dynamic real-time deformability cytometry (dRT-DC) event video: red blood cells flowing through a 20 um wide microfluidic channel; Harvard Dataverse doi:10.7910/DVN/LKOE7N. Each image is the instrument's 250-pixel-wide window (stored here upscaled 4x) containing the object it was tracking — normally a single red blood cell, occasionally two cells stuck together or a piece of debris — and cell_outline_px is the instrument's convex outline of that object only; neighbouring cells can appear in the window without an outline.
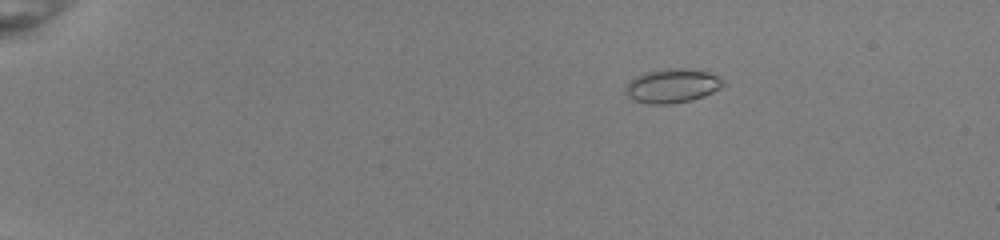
{"species": "common noctule bat (a hibernating species)", "species_latin": "Nyctalus noctula", "temperature_condition": "room temperature", "stored_images_in_passage": 46, "camera_frame_rate_fps": 3000, "um_per_image_px": 0.085, "animal": {"sex": "female", "body_mass_g": 22.0, "forearm_length_mm": 56.7}, "frame": {"image": 1, "passage_image": 3, "time_ms": 0.667, "image_size_px": [1000, 240], "cell_outline_px": [[724, 84], [720, 88], [704, 96], [692, 100], [668, 104], [648, 104], [636, 100], [628, 96], [624, 92], [624, 88], [636, 76], [644, 72], [664, 68], [688, 68], [708, 72], [724, 80]], "centroid_in_image_um": [57.13, 7.28], "position_along_channel_um": 27.9, "area_um2": 19.36}}
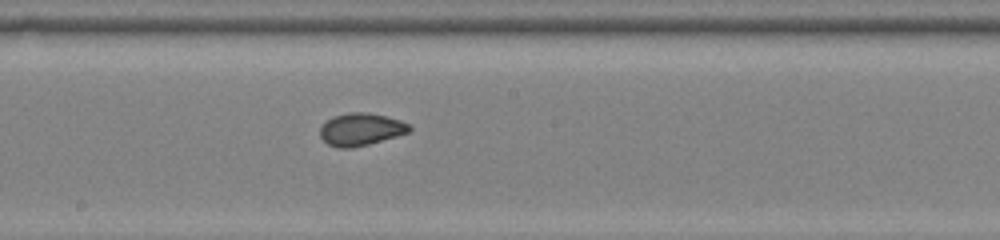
{"frame": {"image": 2, "passage_image": 25, "time_ms": 8.0, "image_size_px": [1000, 240], "cell_outline_px": [[412, 128], [408, 132], [396, 136], [368, 144], [352, 148], [340, 148], [328, 144], [320, 136], [320, 128], [332, 116], [348, 112], [368, 112], [400, 120], [412, 124]], "centroid_in_image_um": [30.68, 10.98], "position_along_channel_um": 217.5, "area_um2": 16.82}}
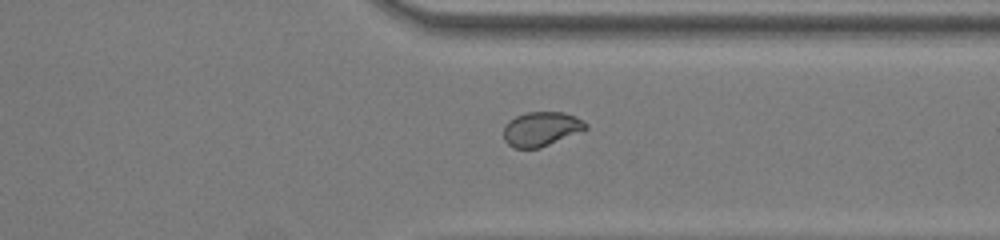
{"frame": {"image": 3, "passage_image": 36, "time_ms": 11.667, "image_size_px": [1000, 240], "cell_outline_px": [[588, 128], [540, 148], [516, 148], [508, 144], [504, 140], [504, 124], [508, 120], [516, 116], [528, 112], [564, 112], [576, 116], [588, 124]], "centroid_in_image_um": [45.99, 10.95], "position_along_channel_um": 365.4, "area_um2": 16.42}, "authors_computed_cell_mechanics": {"area_um2": 17.2533, "velocity_mm_per_s": 4.0126, "shape_relaxation_time_tau1_ms": 9.1586, "shape_relaxation_time_tau2_ms": 0.8144, "deformation_change_tau1": 0.2014, "deformation_change_tau2": 0.0516}}